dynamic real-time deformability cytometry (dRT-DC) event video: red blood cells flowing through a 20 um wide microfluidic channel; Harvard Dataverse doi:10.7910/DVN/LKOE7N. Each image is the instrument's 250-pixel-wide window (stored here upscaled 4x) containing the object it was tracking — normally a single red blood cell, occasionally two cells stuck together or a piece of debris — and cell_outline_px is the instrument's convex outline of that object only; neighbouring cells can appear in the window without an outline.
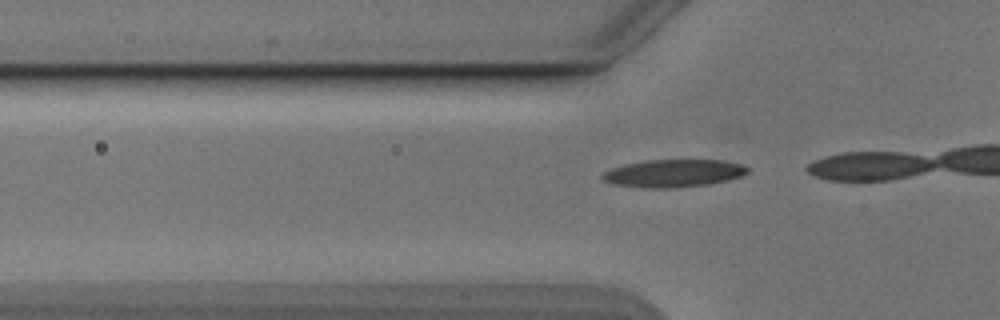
{"species": "Egyptian fruit bat (a non-hibernating species)", "species_latin": "Rousettus aegyptiacus", "temperature_condition": "cold", "stored_images_in_passage": 9, "camera_frame_rate_fps": 3000, "um_per_image_px": 0.085, "animal": {"sex": "male"}, "frame": {"image": 1, "passage_image": 6, "time_ms": 1.667, "image_size_px": [1000, 320], "cell_outline_px": [[748, 172], [740, 176], [708, 184], [668, 188], [652, 188], [616, 184], [604, 180], [600, 176], [604, 172], [612, 168], [624, 164], [644, 160], [724, 160], [740, 164], [748, 168]], "centroid_in_image_um": [57.23, 14.71], "position_along_channel_um": 68.6, "area_um2": 23.0}}